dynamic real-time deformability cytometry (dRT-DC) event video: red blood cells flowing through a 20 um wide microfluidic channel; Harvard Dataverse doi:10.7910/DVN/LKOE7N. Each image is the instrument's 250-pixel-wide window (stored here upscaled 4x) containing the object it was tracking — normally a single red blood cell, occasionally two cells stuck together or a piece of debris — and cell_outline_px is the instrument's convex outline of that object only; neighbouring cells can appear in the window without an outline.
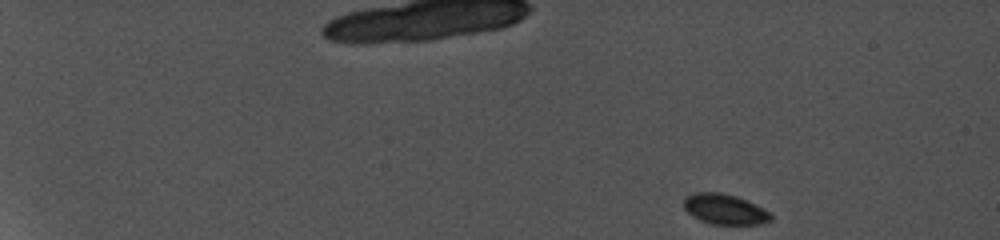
{"species": "common noctule bat (a hibernating species)", "species_latin": "Nyctalus noctula", "temperature_condition": "cold", "stored_images_in_passage": 10, "camera_frame_rate_fps": 5000, "um_per_image_px": 0.085, "animal": {"sex": "female", "body_mass_g": 19.0, "forearm_length_mm": 56.7}, "frame": {"image": 1, "passage_image": 1, "time_ms": 0.0, "image_size_px": [1000, 240], "cell_outline_px": [[772, 220], [760, 224], [712, 224], [700, 220], [692, 216], [684, 208], [684, 196], [696, 192], [720, 192], [736, 196], [764, 208], [772, 212]], "centroid_in_image_um": [61.61, 17.78], "position_along_channel_um": 23.4, "area_um2": 15.49}}
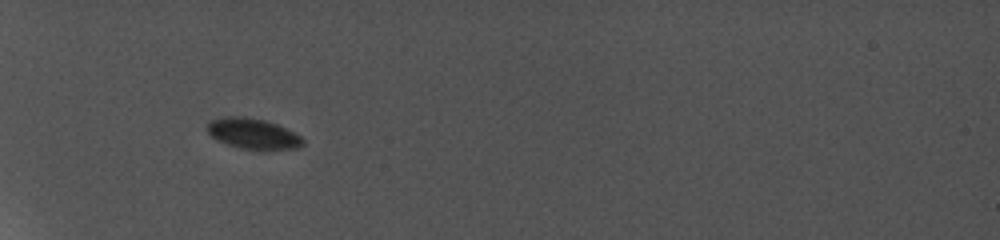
{"frame": {"image": 2, "passage_image": 6, "time_ms": 5.2, "image_size_px": [1000, 240], "cell_outline_px": [[304, 144], [300, 148], [264, 152], [240, 148], [216, 140], [208, 132], [208, 124], [212, 120], [260, 120], [276, 124], [300, 136], [304, 140]], "centroid_in_image_um": [21.64, 11.49], "position_along_channel_um": 63.4, "area_um2": 16.3}}